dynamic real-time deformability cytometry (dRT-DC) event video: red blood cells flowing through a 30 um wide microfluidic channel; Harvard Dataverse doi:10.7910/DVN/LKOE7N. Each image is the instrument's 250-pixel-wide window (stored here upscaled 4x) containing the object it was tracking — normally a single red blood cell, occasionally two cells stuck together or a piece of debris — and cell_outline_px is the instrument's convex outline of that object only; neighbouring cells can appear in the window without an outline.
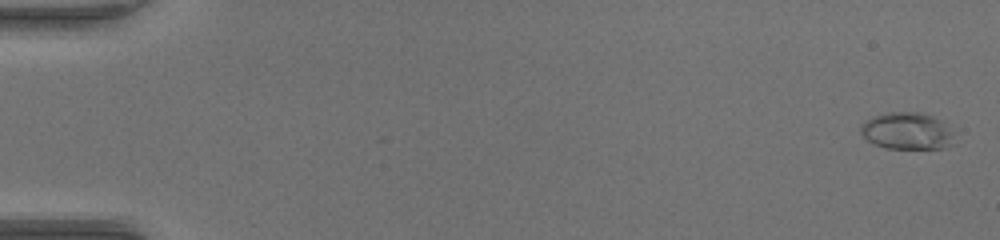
{"species": "common noctule bat (a hibernating species)", "species_latin": "Nyctalus noctula", "temperature_condition": "warm", "stored_images_in_passage": 37, "camera_frame_rate_fps": 3000, "um_per_image_px": 0.085, "animal": {"sex": "female", "body_mass_g": 17.0, "forearm_length_mm": 48.0}, "frame": {"image": 1, "passage_image": 1, "time_ms": 0.0, "image_size_px": [1000, 240], "cell_outline_px": [[956, 144], [944, 148], [884, 148], [872, 144], [860, 132], [860, 124], [872, 116], [884, 112], [920, 112], [944, 120], [952, 132]], "centroid_in_image_um": [77.11, 11.13], "position_along_channel_um": 7.9, "area_um2": 20.63}}
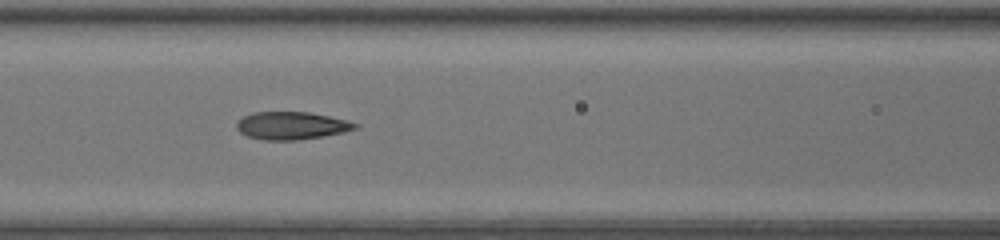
{"frame": {"image": 2, "passage_image": 24, "time_ms": 7.667, "image_size_px": [1000, 240], "cell_outline_px": [[360, 128], [344, 132], [296, 140], [264, 140], [248, 136], [240, 132], [236, 128], [236, 124], [244, 116], [252, 112], [308, 112], [348, 120], [360, 124]], "centroid_in_image_um": [24.81, 10.67], "position_along_channel_um": 141.8, "area_um2": 19.07}}
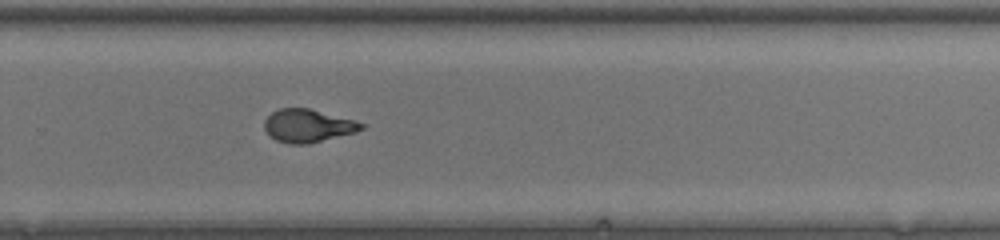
{"frame": {"image": 3, "passage_image": 36, "time_ms": 11.667, "image_size_px": [1000, 240], "cell_outline_px": [[364, 128], [356, 132], [308, 144], [288, 144], [276, 140], [264, 128], [264, 120], [272, 112], [280, 108], [308, 108], [352, 120], [364, 124]], "centroid_in_image_um": [26.14, 10.69], "position_along_channel_um": 303.7, "area_um2": 18.38}}